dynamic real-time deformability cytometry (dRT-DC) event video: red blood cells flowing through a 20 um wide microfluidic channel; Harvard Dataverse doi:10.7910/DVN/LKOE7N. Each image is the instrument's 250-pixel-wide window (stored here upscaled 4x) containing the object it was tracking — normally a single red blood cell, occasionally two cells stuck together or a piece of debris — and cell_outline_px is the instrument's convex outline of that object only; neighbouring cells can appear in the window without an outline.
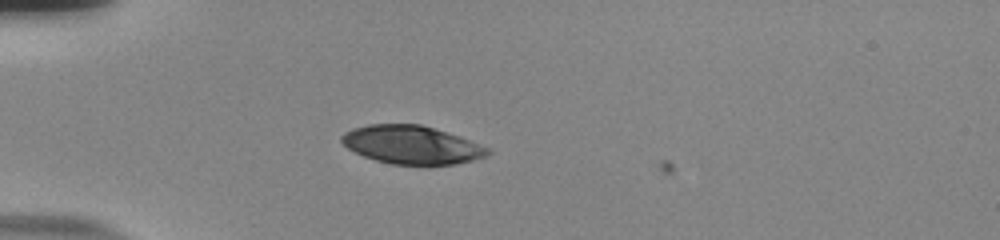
{"species": "human", "species_latin": "Homo sapiens", "temperature_condition": "room temperature", "stored_images_in_passage": 40, "camera_frame_rate_fps": 3000, "um_per_image_px": 0.085, "donor": {"sex": "male"}, "frame": {"image": 1, "passage_image": 1, "time_ms": 0.0, "image_size_px": [1000, 240], "cell_outline_px": [[492, 152], [488, 156], [456, 164], [392, 164], [376, 160], [364, 156], [348, 148], [340, 140], [340, 136], [344, 132], [352, 128], [368, 124], [420, 124], [460, 136], [488, 148]], "centroid_in_image_um": [34.98, 12.3], "position_along_channel_um": 50.0, "area_um2": 32.43}}
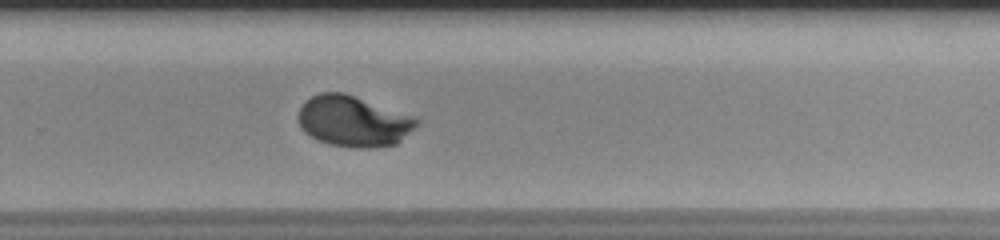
{"frame": {"image": 2, "passage_image": 23, "time_ms": 7.333, "image_size_px": [1000, 240], "cell_outline_px": [[420, 124], [396, 144], [372, 148], [356, 148], [328, 144], [316, 140], [304, 132], [300, 128], [300, 108], [312, 96], [320, 92], [344, 92], [416, 116], [420, 120]], "centroid_in_image_um": [30.09, 10.31], "position_along_channel_um": 299.7, "area_um2": 35.32}}
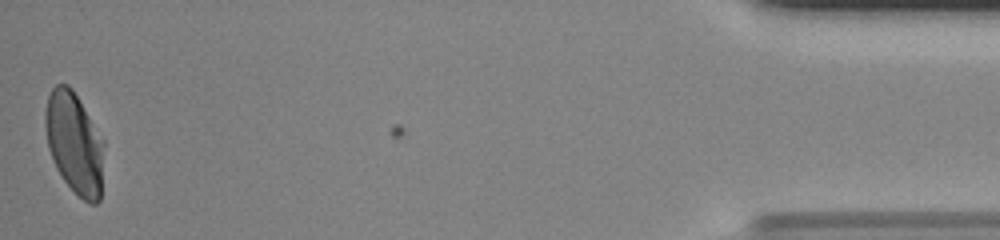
{"frame": {"image": 3, "passage_image": 40, "time_ms": 13.0, "image_size_px": [1000, 240], "cell_outline_px": [[104, 144], [100, 200], [96, 204], [88, 204], [64, 180], [56, 168], [48, 148], [44, 124], [44, 116], [48, 96], [52, 88], [56, 84], [68, 84], [72, 88], [104, 140]], "centroid_in_image_um": [6.32, 12.15], "position_along_channel_um": 428.9, "area_um2": 34.68}, "authors_computed_cell_mechanics": {"area_um2": 34.5644, "velocity_mm_per_s": 3.7075, "shape_relaxation_time_tau1_ms": 3.7192, "shape_relaxation_time_tau2_ms": null, "deformation_change_tau1": 0.1881, "deformation_change_tau2": null}}